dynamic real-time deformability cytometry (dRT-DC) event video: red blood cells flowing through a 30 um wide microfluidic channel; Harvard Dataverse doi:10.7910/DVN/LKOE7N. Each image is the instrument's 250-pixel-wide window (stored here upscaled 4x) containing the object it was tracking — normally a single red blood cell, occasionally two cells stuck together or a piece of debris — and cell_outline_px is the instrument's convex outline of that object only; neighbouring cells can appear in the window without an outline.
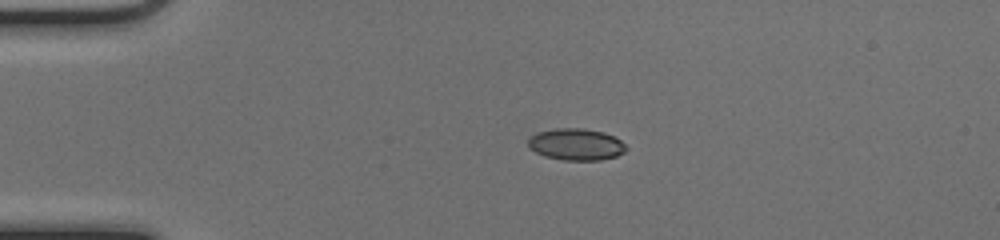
{"species": "common noctule bat (a hibernating species)", "species_latin": "Nyctalus noctula", "temperature_condition": "cold", "stored_images_in_passage": 40, "camera_frame_rate_fps": 3000, "um_per_image_px": 0.085, "animal": {"sex": "female", "body_mass_g": 17.0, "forearm_length_mm": 48.0}, "frame": {"image": 1, "passage_image": 1, "time_ms": 0.0, "image_size_px": [1000, 240], "cell_outline_px": [[628, 148], [624, 152], [616, 156], [600, 160], [564, 160], [544, 156], [536, 152], [528, 144], [528, 140], [532, 136], [540, 132], [560, 128], [580, 128], [600, 132], [612, 136], [620, 140]], "centroid_in_image_um": [48.99, 12.29], "position_along_channel_um": 36.0, "area_um2": 17.69}}
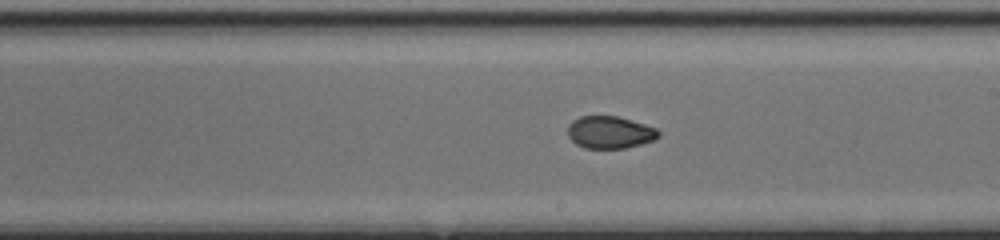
{"frame": {"image": 2, "passage_image": 19, "time_ms": 6.0, "image_size_px": [1000, 240], "cell_outline_px": [[660, 136], [652, 140], [640, 144], [624, 148], [584, 148], [576, 144], [568, 136], [568, 124], [572, 120], [580, 116], [616, 116], [656, 128], [660, 132]], "centroid_in_image_um": [51.8, 11.24], "position_along_channel_um": 237.2, "area_um2": 16.94}}
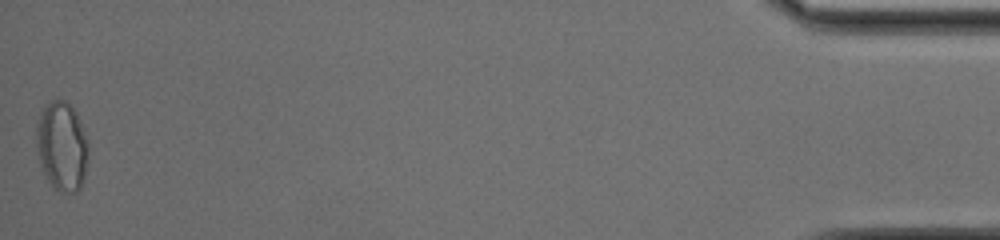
{"frame": {"image": 3, "passage_image": 40, "time_ms": 13.0, "image_size_px": [1000, 240], "cell_outline_px": [[88, 152], [84, 176], [80, 188], [76, 192], [60, 192], [48, 180], [40, 164], [36, 144], [36, 124], [44, 108], [52, 100], [64, 100], [76, 112], [88, 144]], "centroid_in_image_um": [5.25, 12.44], "position_along_channel_um": 429.9, "area_um2": 26.53}, "authors_computed_cell_mechanics": {"area_um2": 18.0914, "velocity_mm_per_s": 4.1035, "shape_relaxation_time_tau1_ms": null, "shape_relaxation_time_tau2_ms": 1.0133, "deformation_change_tau1": null, "deformation_change_tau2": 0.0416}}